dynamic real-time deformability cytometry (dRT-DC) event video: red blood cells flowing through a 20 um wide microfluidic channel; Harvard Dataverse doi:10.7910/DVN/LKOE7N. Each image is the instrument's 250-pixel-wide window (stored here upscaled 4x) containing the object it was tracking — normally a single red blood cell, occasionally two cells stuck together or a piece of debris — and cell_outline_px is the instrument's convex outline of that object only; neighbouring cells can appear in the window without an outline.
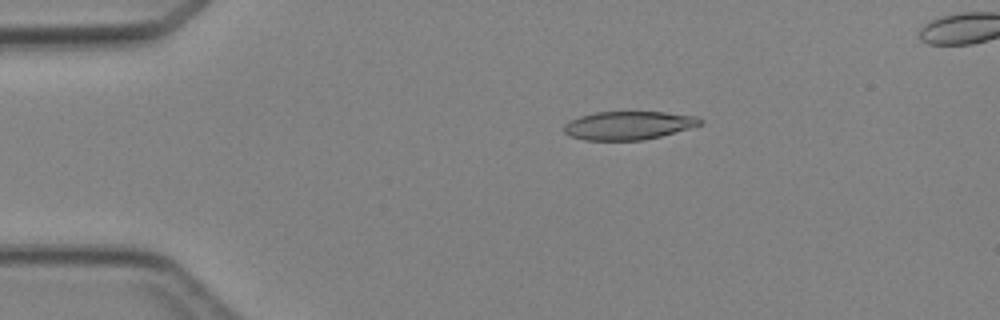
{"species": "Egyptian fruit bat (a non-hibernating species)", "species_latin": "Rousettus aegyptiacus", "temperature_condition": "cold", "stored_images_in_passage": 5, "camera_frame_rate_fps": 3000, "um_per_image_px": 0.085, "animal": {"sex": "female"}, "frame": {"image": 1, "passage_image": 3, "time_ms": 2.333, "image_size_px": [1000, 320], "cell_outline_px": [[704, 124], [660, 136], [644, 140], [584, 140], [572, 136], [564, 132], [564, 124], [568, 120], [580, 116], [596, 112], [664, 112], [696, 116], [704, 120]], "centroid_in_image_um": [53.43, 10.65], "position_along_channel_um": 31.6, "area_um2": 22.54}}